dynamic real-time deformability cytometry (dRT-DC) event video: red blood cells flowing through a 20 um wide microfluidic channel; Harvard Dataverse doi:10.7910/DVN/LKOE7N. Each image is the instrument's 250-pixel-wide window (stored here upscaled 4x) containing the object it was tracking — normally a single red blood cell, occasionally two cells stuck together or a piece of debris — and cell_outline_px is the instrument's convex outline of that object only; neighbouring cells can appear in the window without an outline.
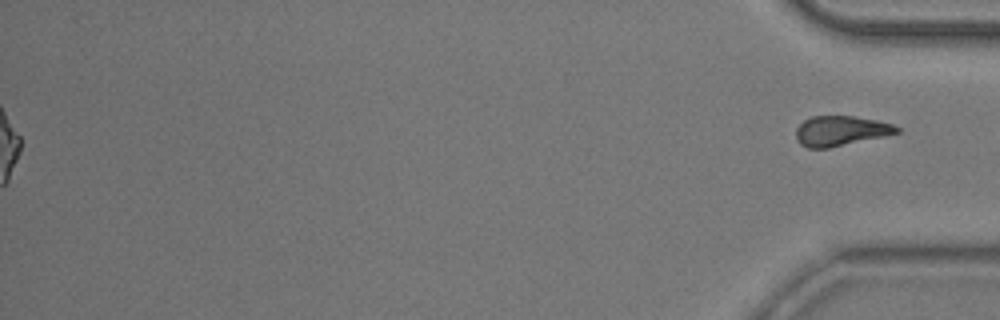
{"species": "common noctule bat (a hibernating species)", "species_latin": "Nyctalus noctula", "temperature_condition": "room temperature", "stored_images_in_passage": 40, "segment_of_instrument_passage": [2, 2], "camera_frame_rate_fps": 3000, "um_per_image_px": 0.085, "animal": {"sex": "male", "body_mass_g": 20.5, "forearm_length_mm": 52.5}, "frame": {"image": 1, "passage_image": 40, "time_ms": 13.0, "image_size_px": [1000, 320], "cell_outline_px": [[900, 132], [884, 136], [828, 148], [808, 148], [800, 144], [796, 140], [796, 128], [804, 120], [812, 116], [856, 116], [876, 120], [892, 124], [900, 128]], "centroid_in_image_um": [71.44, 11.12], "position_along_channel_um": 363.8, "area_um2": 17.57}}